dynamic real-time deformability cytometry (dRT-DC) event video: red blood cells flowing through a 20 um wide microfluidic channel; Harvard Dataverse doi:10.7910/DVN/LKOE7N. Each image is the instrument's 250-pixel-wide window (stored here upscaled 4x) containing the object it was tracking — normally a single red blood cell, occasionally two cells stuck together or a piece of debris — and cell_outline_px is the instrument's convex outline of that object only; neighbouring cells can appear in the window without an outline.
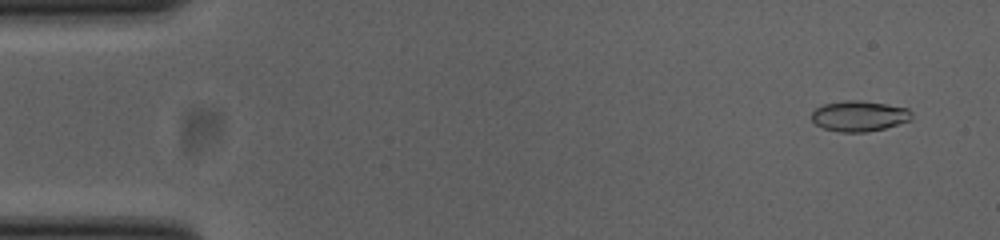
{"species": "common noctule bat (a hibernating species)", "species_latin": "Nyctalus noctula", "temperature_condition": "cold", "stored_images_in_passage": 50, "camera_frame_rate_fps": 3000, "um_per_image_px": 0.085, "animal": {"sex": "female", "body_mass_g": 23.0, "forearm_length_mm": 53.4}, "frame": {"image": 1, "passage_image": 1, "time_ms": 0.0, "image_size_px": [1000, 240], "cell_outline_px": [[912, 120], [884, 128], [868, 132], [840, 132], [824, 128], [816, 124], [812, 120], [812, 112], [816, 108], [824, 104], [844, 100], [860, 100], [888, 104], [908, 108], [912, 112]], "centroid_in_image_um": [73.06, 9.85], "position_along_channel_um": 11.9, "area_um2": 17.92}}
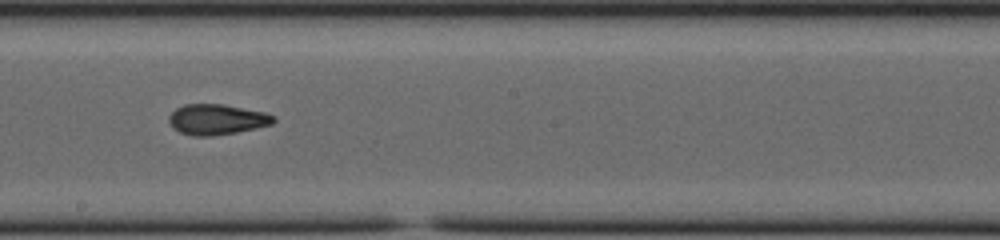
{"frame": {"image": 2, "passage_image": 27, "time_ms": 8.667, "image_size_px": [1000, 240], "cell_outline_px": [[276, 120], [272, 124], [256, 128], [236, 132], [212, 136], [192, 136], [180, 132], [172, 128], [168, 120], [168, 116], [176, 108], [184, 104], [224, 104], [264, 112], [276, 116]], "centroid_in_image_um": [18.42, 10.15], "position_along_channel_um": 229.8, "area_um2": 18.73}}
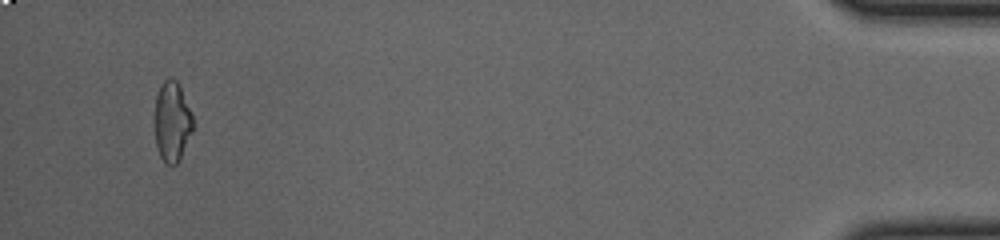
{"frame": {"image": 3, "passage_image": 48, "time_ms": 15.667, "image_size_px": [1000, 240], "cell_outline_px": [[192, 132], [176, 164], [168, 164], [160, 156], [156, 148], [156, 96], [164, 80], [168, 76], [176, 80], [180, 84], [192, 112]], "centroid_in_image_um": [14.64, 10.28], "position_along_channel_um": 420.6, "area_um2": 17.51}, "authors_computed_cell_mechanics": {"area_um2": 18.0914, "velocity_mm_per_s": 3.884, "shape_relaxation_time_tau1_ms": 10.4508, "shape_relaxation_time_tau2_ms": 2.8816, "deformation_change_tau1": 0.262, "deformation_change_tau2": 0.0967}}